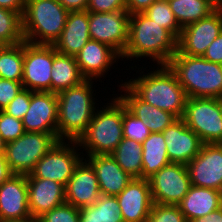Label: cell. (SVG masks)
I'll use <instances>...</instances> for the list:
<instances>
[{"label":"cell","mask_w":222,"mask_h":222,"mask_svg":"<svg viewBox=\"0 0 222 222\" xmlns=\"http://www.w3.org/2000/svg\"><path fill=\"white\" fill-rule=\"evenodd\" d=\"M24 133L22 120L0 111V136L5 143L16 140Z\"/></svg>","instance_id":"cell-37"},{"label":"cell","mask_w":222,"mask_h":222,"mask_svg":"<svg viewBox=\"0 0 222 222\" xmlns=\"http://www.w3.org/2000/svg\"><path fill=\"white\" fill-rule=\"evenodd\" d=\"M129 19L127 11L89 12L90 37L109 45L122 56L128 42Z\"/></svg>","instance_id":"cell-12"},{"label":"cell","mask_w":222,"mask_h":222,"mask_svg":"<svg viewBox=\"0 0 222 222\" xmlns=\"http://www.w3.org/2000/svg\"><path fill=\"white\" fill-rule=\"evenodd\" d=\"M30 218L26 175L13 174L0 186V222Z\"/></svg>","instance_id":"cell-17"},{"label":"cell","mask_w":222,"mask_h":222,"mask_svg":"<svg viewBox=\"0 0 222 222\" xmlns=\"http://www.w3.org/2000/svg\"><path fill=\"white\" fill-rule=\"evenodd\" d=\"M147 222H188L178 205L153 203Z\"/></svg>","instance_id":"cell-35"},{"label":"cell","mask_w":222,"mask_h":222,"mask_svg":"<svg viewBox=\"0 0 222 222\" xmlns=\"http://www.w3.org/2000/svg\"><path fill=\"white\" fill-rule=\"evenodd\" d=\"M57 93L33 92L29 109L22 119L25 132L58 134Z\"/></svg>","instance_id":"cell-15"},{"label":"cell","mask_w":222,"mask_h":222,"mask_svg":"<svg viewBox=\"0 0 222 222\" xmlns=\"http://www.w3.org/2000/svg\"><path fill=\"white\" fill-rule=\"evenodd\" d=\"M80 218L79 208L64 203L44 213L37 219L38 222H78Z\"/></svg>","instance_id":"cell-36"},{"label":"cell","mask_w":222,"mask_h":222,"mask_svg":"<svg viewBox=\"0 0 222 222\" xmlns=\"http://www.w3.org/2000/svg\"><path fill=\"white\" fill-rule=\"evenodd\" d=\"M88 12L126 11V0H89Z\"/></svg>","instance_id":"cell-40"},{"label":"cell","mask_w":222,"mask_h":222,"mask_svg":"<svg viewBox=\"0 0 222 222\" xmlns=\"http://www.w3.org/2000/svg\"><path fill=\"white\" fill-rule=\"evenodd\" d=\"M53 45L24 41L23 87L32 92H51Z\"/></svg>","instance_id":"cell-11"},{"label":"cell","mask_w":222,"mask_h":222,"mask_svg":"<svg viewBox=\"0 0 222 222\" xmlns=\"http://www.w3.org/2000/svg\"><path fill=\"white\" fill-rule=\"evenodd\" d=\"M97 107L86 132L77 141L80 149L87 150V155L111 154L124 138L123 102L113 97L110 103ZM99 110V111H98Z\"/></svg>","instance_id":"cell-5"},{"label":"cell","mask_w":222,"mask_h":222,"mask_svg":"<svg viewBox=\"0 0 222 222\" xmlns=\"http://www.w3.org/2000/svg\"><path fill=\"white\" fill-rule=\"evenodd\" d=\"M142 151V178L148 179L161 168L169 165L167 147L162 132L150 133L141 143Z\"/></svg>","instance_id":"cell-27"},{"label":"cell","mask_w":222,"mask_h":222,"mask_svg":"<svg viewBox=\"0 0 222 222\" xmlns=\"http://www.w3.org/2000/svg\"><path fill=\"white\" fill-rule=\"evenodd\" d=\"M92 85V80H85L57 93L59 140L78 141L86 132L96 110Z\"/></svg>","instance_id":"cell-4"},{"label":"cell","mask_w":222,"mask_h":222,"mask_svg":"<svg viewBox=\"0 0 222 222\" xmlns=\"http://www.w3.org/2000/svg\"><path fill=\"white\" fill-rule=\"evenodd\" d=\"M24 41L0 46V78L22 82Z\"/></svg>","instance_id":"cell-30"},{"label":"cell","mask_w":222,"mask_h":222,"mask_svg":"<svg viewBox=\"0 0 222 222\" xmlns=\"http://www.w3.org/2000/svg\"><path fill=\"white\" fill-rule=\"evenodd\" d=\"M123 136L142 143L150 134L146 122L132 114L123 103Z\"/></svg>","instance_id":"cell-33"},{"label":"cell","mask_w":222,"mask_h":222,"mask_svg":"<svg viewBox=\"0 0 222 222\" xmlns=\"http://www.w3.org/2000/svg\"><path fill=\"white\" fill-rule=\"evenodd\" d=\"M13 175L5 154H0V186Z\"/></svg>","instance_id":"cell-47"},{"label":"cell","mask_w":222,"mask_h":222,"mask_svg":"<svg viewBox=\"0 0 222 222\" xmlns=\"http://www.w3.org/2000/svg\"><path fill=\"white\" fill-rule=\"evenodd\" d=\"M77 141L59 140L37 163L26 178L49 179L66 186L76 166L84 158ZM76 148V149H75ZM81 155V156H80Z\"/></svg>","instance_id":"cell-9"},{"label":"cell","mask_w":222,"mask_h":222,"mask_svg":"<svg viewBox=\"0 0 222 222\" xmlns=\"http://www.w3.org/2000/svg\"><path fill=\"white\" fill-rule=\"evenodd\" d=\"M86 158L94 168L101 195L117 196L133 179L118 165L111 154L92 155Z\"/></svg>","instance_id":"cell-22"},{"label":"cell","mask_w":222,"mask_h":222,"mask_svg":"<svg viewBox=\"0 0 222 222\" xmlns=\"http://www.w3.org/2000/svg\"><path fill=\"white\" fill-rule=\"evenodd\" d=\"M181 28L208 17L217 8L208 0H168Z\"/></svg>","instance_id":"cell-28"},{"label":"cell","mask_w":222,"mask_h":222,"mask_svg":"<svg viewBox=\"0 0 222 222\" xmlns=\"http://www.w3.org/2000/svg\"><path fill=\"white\" fill-rule=\"evenodd\" d=\"M189 222H222V207L217 210L212 211L206 216H202L199 218H194Z\"/></svg>","instance_id":"cell-46"},{"label":"cell","mask_w":222,"mask_h":222,"mask_svg":"<svg viewBox=\"0 0 222 222\" xmlns=\"http://www.w3.org/2000/svg\"><path fill=\"white\" fill-rule=\"evenodd\" d=\"M100 196L94 168L83 158L65 186V203L80 209L95 205Z\"/></svg>","instance_id":"cell-16"},{"label":"cell","mask_w":222,"mask_h":222,"mask_svg":"<svg viewBox=\"0 0 222 222\" xmlns=\"http://www.w3.org/2000/svg\"><path fill=\"white\" fill-rule=\"evenodd\" d=\"M69 12L58 0H26L22 15L24 40L53 45L64 29Z\"/></svg>","instance_id":"cell-6"},{"label":"cell","mask_w":222,"mask_h":222,"mask_svg":"<svg viewBox=\"0 0 222 222\" xmlns=\"http://www.w3.org/2000/svg\"><path fill=\"white\" fill-rule=\"evenodd\" d=\"M52 67L51 92L53 93L77 86L86 80L79 70L76 58L58 53L54 46Z\"/></svg>","instance_id":"cell-26"},{"label":"cell","mask_w":222,"mask_h":222,"mask_svg":"<svg viewBox=\"0 0 222 222\" xmlns=\"http://www.w3.org/2000/svg\"><path fill=\"white\" fill-rule=\"evenodd\" d=\"M29 212L33 219L65 203V186L59 182L27 178Z\"/></svg>","instance_id":"cell-21"},{"label":"cell","mask_w":222,"mask_h":222,"mask_svg":"<svg viewBox=\"0 0 222 222\" xmlns=\"http://www.w3.org/2000/svg\"><path fill=\"white\" fill-rule=\"evenodd\" d=\"M120 85L121 93H125L118 97L132 114L146 122L150 133L163 132L178 119L171 112L156 108L141 100L125 83Z\"/></svg>","instance_id":"cell-23"},{"label":"cell","mask_w":222,"mask_h":222,"mask_svg":"<svg viewBox=\"0 0 222 222\" xmlns=\"http://www.w3.org/2000/svg\"><path fill=\"white\" fill-rule=\"evenodd\" d=\"M4 222H38L36 219L30 218L24 221H4Z\"/></svg>","instance_id":"cell-50"},{"label":"cell","mask_w":222,"mask_h":222,"mask_svg":"<svg viewBox=\"0 0 222 222\" xmlns=\"http://www.w3.org/2000/svg\"><path fill=\"white\" fill-rule=\"evenodd\" d=\"M24 89L22 82L0 78V111Z\"/></svg>","instance_id":"cell-39"},{"label":"cell","mask_w":222,"mask_h":222,"mask_svg":"<svg viewBox=\"0 0 222 222\" xmlns=\"http://www.w3.org/2000/svg\"><path fill=\"white\" fill-rule=\"evenodd\" d=\"M222 32V10L182 28L178 50L185 55L203 57L209 45Z\"/></svg>","instance_id":"cell-13"},{"label":"cell","mask_w":222,"mask_h":222,"mask_svg":"<svg viewBox=\"0 0 222 222\" xmlns=\"http://www.w3.org/2000/svg\"><path fill=\"white\" fill-rule=\"evenodd\" d=\"M142 151L140 142L123 138L111 156L132 178H142Z\"/></svg>","instance_id":"cell-29"},{"label":"cell","mask_w":222,"mask_h":222,"mask_svg":"<svg viewBox=\"0 0 222 222\" xmlns=\"http://www.w3.org/2000/svg\"><path fill=\"white\" fill-rule=\"evenodd\" d=\"M188 98H222V65L179 50L167 64Z\"/></svg>","instance_id":"cell-3"},{"label":"cell","mask_w":222,"mask_h":222,"mask_svg":"<svg viewBox=\"0 0 222 222\" xmlns=\"http://www.w3.org/2000/svg\"><path fill=\"white\" fill-rule=\"evenodd\" d=\"M26 0H0V8L15 11L21 16L25 9Z\"/></svg>","instance_id":"cell-43"},{"label":"cell","mask_w":222,"mask_h":222,"mask_svg":"<svg viewBox=\"0 0 222 222\" xmlns=\"http://www.w3.org/2000/svg\"><path fill=\"white\" fill-rule=\"evenodd\" d=\"M89 12L70 11L64 29L53 46L58 53L75 57L91 39L89 34Z\"/></svg>","instance_id":"cell-24"},{"label":"cell","mask_w":222,"mask_h":222,"mask_svg":"<svg viewBox=\"0 0 222 222\" xmlns=\"http://www.w3.org/2000/svg\"><path fill=\"white\" fill-rule=\"evenodd\" d=\"M116 197L124 222H147L153 205L148 179L133 178Z\"/></svg>","instance_id":"cell-19"},{"label":"cell","mask_w":222,"mask_h":222,"mask_svg":"<svg viewBox=\"0 0 222 222\" xmlns=\"http://www.w3.org/2000/svg\"><path fill=\"white\" fill-rule=\"evenodd\" d=\"M23 41L22 16L15 11L0 8V46Z\"/></svg>","instance_id":"cell-31"},{"label":"cell","mask_w":222,"mask_h":222,"mask_svg":"<svg viewBox=\"0 0 222 222\" xmlns=\"http://www.w3.org/2000/svg\"><path fill=\"white\" fill-rule=\"evenodd\" d=\"M4 153H5V142L2 140L0 136V154H4Z\"/></svg>","instance_id":"cell-48"},{"label":"cell","mask_w":222,"mask_h":222,"mask_svg":"<svg viewBox=\"0 0 222 222\" xmlns=\"http://www.w3.org/2000/svg\"><path fill=\"white\" fill-rule=\"evenodd\" d=\"M153 203L178 205L191 186L185 164L170 163L148 178Z\"/></svg>","instance_id":"cell-10"},{"label":"cell","mask_w":222,"mask_h":222,"mask_svg":"<svg viewBox=\"0 0 222 222\" xmlns=\"http://www.w3.org/2000/svg\"><path fill=\"white\" fill-rule=\"evenodd\" d=\"M182 119L203 144L222 143L221 99L188 98Z\"/></svg>","instance_id":"cell-8"},{"label":"cell","mask_w":222,"mask_h":222,"mask_svg":"<svg viewBox=\"0 0 222 222\" xmlns=\"http://www.w3.org/2000/svg\"><path fill=\"white\" fill-rule=\"evenodd\" d=\"M203 58L222 65V32L207 48Z\"/></svg>","instance_id":"cell-41"},{"label":"cell","mask_w":222,"mask_h":222,"mask_svg":"<svg viewBox=\"0 0 222 222\" xmlns=\"http://www.w3.org/2000/svg\"><path fill=\"white\" fill-rule=\"evenodd\" d=\"M32 93L31 90L24 88L3 111L10 116L22 120L29 109Z\"/></svg>","instance_id":"cell-38"},{"label":"cell","mask_w":222,"mask_h":222,"mask_svg":"<svg viewBox=\"0 0 222 222\" xmlns=\"http://www.w3.org/2000/svg\"><path fill=\"white\" fill-rule=\"evenodd\" d=\"M143 13L179 39L182 28L176 21L168 0H156Z\"/></svg>","instance_id":"cell-32"},{"label":"cell","mask_w":222,"mask_h":222,"mask_svg":"<svg viewBox=\"0 0 222 222\" xmlns=\"http://www.w3.org/2000/svg\"><path fill=\"white\" fill-rule=\"evenodd\" d=\"M80 218L78 222H99L97 219V208L93 206L80 208Z\"/></svg>","instance_id":"cell-45"},{"label":"cell","mask_w":222,"mask_h":222,"mask_svg":"<svg viewBox=\"0 0 222 222\" xmlns=\"http://www.w3.org/2000/svg\"><path fill=\"white\" fill-rule=\"evenodd\" d=\"M162 134L171 163L187 165L200 152L203 145L199 136L187 127L182 118H178Z\"/></svg>","instance_id":"cell-18"},{"label":"cell","mask_w":222,"mask_h":222,"mask_svg":"<svg viewBox=\"0 0 222 222\" xmlns=\"http://www.w3.org/2000/svg\"><path fill=\"white\" fill-rule=\"evenodd\" d=\"M94 206L99 222H124L116 196L101 195Z\"/></svg>","instance_id":"cell-34"},{"label":"cell","mask_w":222,"mask_h":222,"mask_svg":"<svg viewBox=\"0 0 222 222\" xmlns=\"http://www.w3.org/2000/svg\"><path fill=\"white\" fill-rule=\"evenodd\" d=\"M158 67L146 74L141 71L137 78L124 83L144 102L182 118L188 99L186 92L168 65Z\"/></svg>","instance_id":"cell-2"},{"label":"cell","mask_w":222,"mask_h":222,"mask_svg":"<svg viewBox=\"0 0 222 222\" xmlns=\"http://www.w3.org/2000/svg\"><path fill=\"white\" fill-rule=\"evenodd\" d=\"M186 166L192 186L222 192V143L203 144Z\"/></svg>","instance_id":"cell-14"},{"label":"cell","mask_w":222,"mask_h":222,"mask_svg":"<svg viewBox=\"0 0 222 222\" xmlns=\"http://www.w3.org/2000/svg\"><path fill=\"white\" fill-rule=\"evenodd\" d=\"M75 58L82 76L96 80L104 77L121 56L109 45L90 39Z\"/></svg>","instance_id":"cell-20"},{"label":"cell","mask_w":222,"mask_h":222,"mask_svg":"<svg viewBox=\"0 0 222 222\" xmlns=\"http://www.w3.org/2000/svg\"><path fill=\"white\" fill-rule=\"evenodd\" d=\"M59 141L58 134L25 132L5 143V157L13 174L28 175L36 163Z\"/></svg>","instance_id":"cell-7"},{"label":"cell","mask_w":222,"mask_h":222,"mask_svg":"<svg viewBox=\"0 0 222 222\" xmlns=\"http://www.w3.org/2000/svg\"><path fill=\"white\" fill-rule=\"evenodd\" d=\"M69 11H86L89 0H58Z\"/></svg>","instance_id":"cell-44"},{"label":"cell","mask_w":222,"mask_h":222,"mask_svg":"<svg viewBox=\"0 0 222 222\" xmlns=\"http://www.w3.org/2000/svg\"><path fill=\"white\" fill-rule=\"evenodd\" d=\"M211 2L216 8H220V5L222 3V0H208Z\"/></svg>","instance_id":"cell-49"},{"label":"cell","mask_w":222,"mask_h":222,"mask_svg":"<svg viewBox=\"0 0 222 222\" xmlns=\"http://www.w3.org/2000/svg\"><path fill=\"white\" fill-rule=\"evenodd\" d=\"M178 50V39L143 12L130 15L128 42L123 58H150L157 65H167Z\"/></svg>","instance_id":"cell-1"},{"label":"cell","mask_w":222,"mask_h":222,"mask_svg":"<svg viewBox=\"0 0 222 222\" xmlns=\"http://www.w3.org/2000/svg\"><path fill=\"white\" fill-rule=\"evenodd\" d=\"M178 207L189 222L222 207V192L191 185Z\"/></svg>","instance_id":"cell-25"},{"label":"cell","mask_w":222,"mask_h":222,"mask_svg":"<svg viewBox=\"0 0 222 222\" xmlns=\"http://www.w3.org/2000/svg\"><path fill=\"white\" fill-rule=\"evenodd\" d=\"M156 0H126V11L131 15L144 12Z\"/></svg>","instance_id":"cell-42"}]
</instances>
